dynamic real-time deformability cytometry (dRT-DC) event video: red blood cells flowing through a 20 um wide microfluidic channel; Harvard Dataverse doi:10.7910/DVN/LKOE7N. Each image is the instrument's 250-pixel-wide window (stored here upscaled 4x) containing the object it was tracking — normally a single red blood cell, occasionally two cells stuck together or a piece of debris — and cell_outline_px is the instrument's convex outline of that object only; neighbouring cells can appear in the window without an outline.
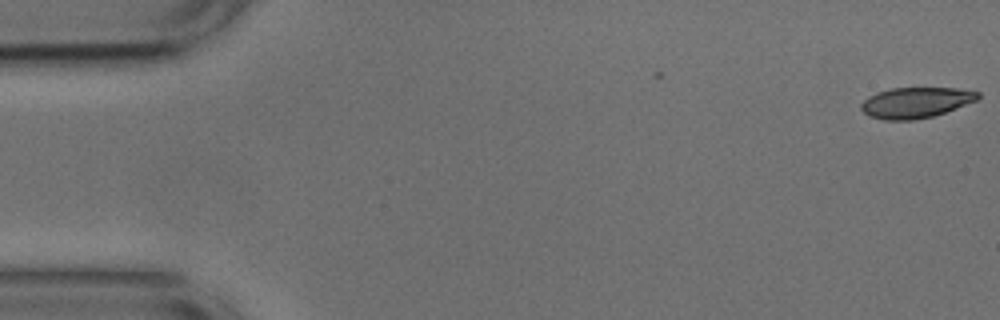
{"species": "common noctule bat (a hibernating species)", "species_latin": "Nyctalus noctula", "temperature_condition": "cold", "stored_images_in_passage": 3, "camera_frame_rate_fps": 3000, "um_per_image_px": 0.085, "animal": {"sex": "male", "body_mass_g": 17.9, "forearm_length_mm": 54.2}, "frame": {"image": 1, "passage_image": 1, "time_ms": 0.0, "image_size_px": [1000, 320], "cell_outline_px": [[980, 96], [976, 100], [944, 112], [932, 116], [912, 120], [884, 120], [868, 116], [860, 108], [860, 104], [868, 96], [876, 92], [892, 88], [956, 88], [980, 92]], "centroid_in_image_um": [77.79, 8.71], "position_along_channel_um": 7.2, "area_um2": 20.75}}